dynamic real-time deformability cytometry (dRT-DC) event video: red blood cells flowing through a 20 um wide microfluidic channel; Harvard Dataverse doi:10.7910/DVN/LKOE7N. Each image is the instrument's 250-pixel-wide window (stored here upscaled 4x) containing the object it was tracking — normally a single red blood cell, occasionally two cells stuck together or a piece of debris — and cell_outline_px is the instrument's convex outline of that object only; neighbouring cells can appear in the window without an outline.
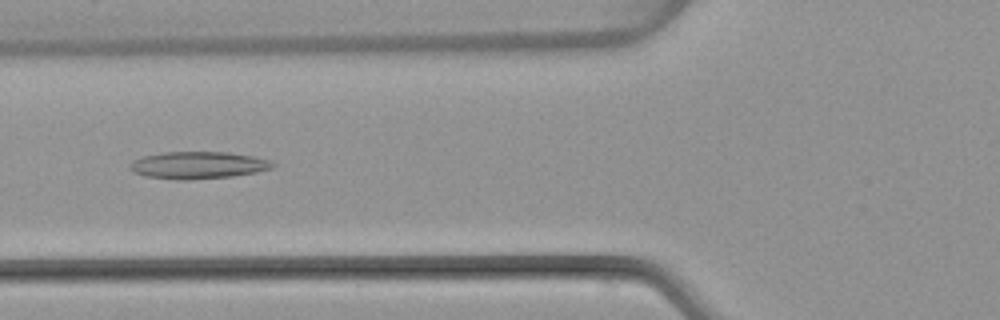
{"species": "common noctule bat (a hibernating species)", "species_latin": "Nyctalus noctula", "temperature_condition": "warm", "stored_images_in_passage": 29, "camera_frame_rate_fps": 3000, "um_per_image_px": 0.085, "animal": {"sex": "female", "body_mass_g": 22.7, "forearm_length_mm": 54.2}, "frame": {"image": 1, "passage_image": 5, "time_ms": 1.333, "image_size_px": [1000, 320], "cell_outline_px": [[276, 164], [272, 168], [256, 172], [232, 176], [188, 180], [180, 180], [144, 176], [132, 172], [128, 168], [128, 164], [132, 160], [144, 156], [164, 152], [228, 152], [252, 156], [268, 160]], "centroid_in_image_um": [16.78, 14.04], "position_along_channel_um": 109.0, "area_um2": 22.66}, "authors_computed_cell_mechanics": {"area_um2": 20.8658, "velocity_mm_per_s": 4.0711, "shape_relaxation_time_tau1_ms": null, "shape_relaxation_time_tau2_ms": 4.6942, "deformation_change_tau1": null, "deformation_change_tau2": 0.1538}}